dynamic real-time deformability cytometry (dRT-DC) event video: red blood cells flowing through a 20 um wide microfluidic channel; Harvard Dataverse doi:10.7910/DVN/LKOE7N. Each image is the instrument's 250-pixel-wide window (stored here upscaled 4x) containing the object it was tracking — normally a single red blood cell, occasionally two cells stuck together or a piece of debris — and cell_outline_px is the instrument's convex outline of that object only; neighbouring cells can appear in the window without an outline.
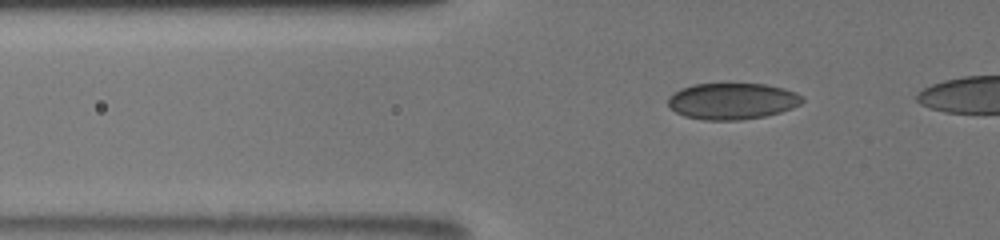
{"species": "human", "species_latin": "Homo sapiens", "temperature_condition": "room temperature", "stored_images_in_passage": 46, "camera_frame_rate_fps": 3000, "um_per_image_px": 0.085, "donor": {"sex": "male"}, "frame": {"image": 1, "passage_image": 17, "time_ms": 5.333, "image_size_px": [1000, 240], "cell_outline_px": [[804, 100], [800, 104], [792, 108], [780, 112], [764, 116], [740, 120], [704, 120], [684, 116], [676, 112], [668, 104], [668, 96], [680, 88], [696, 84], [764, 84], [784, 88], [796, 92], [804, 96]], "centroid_in_image_um": [62.25, 8.59], "position_along_channel_um": 63.6, "area_um2": 28.5}}
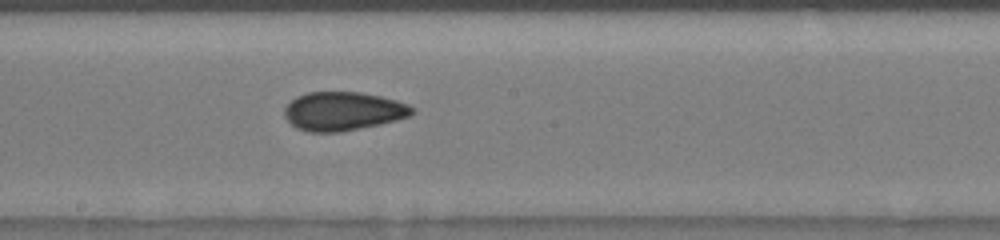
{"frame": {"image": 2, "passage_image": 29, "time_ms": 9.667, "image_size_px": [1000, 240], "cell_outline_px": [[416, 112], [412, 116], [380, 124], [340, 132], [308, 132], [296, 128], [284, 116], [284, 108], [296, 96], [308, 92], [360, 92], [380, 96], [396, 100], [408, 104], [416, 108]], "centroid_in_image_um": [29.19, 9.45], "position_along_channel_um": 219.0, "area_um2": 28.96}}
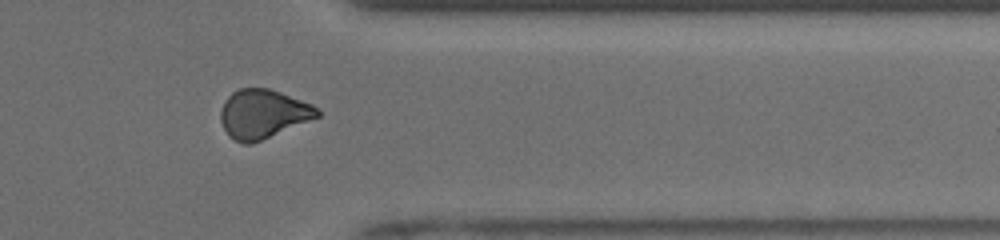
{"frame": {"image": 3, "passage_image": 42, "time_ms": 14.0, "image_size_px": [1000, 240], "cell_outline_px": [[320, 116], [252, 144], [244, 144], [228, 136], [220, 120], [220, 112], [224, 100], [232, 92], [240, 88], [268, 88], [280, 92], [312, 104], [320, 108]], "centroid_in_image_um": [22.35, 9.68], "position_along_channel_um": 389.1, "area_um2": 27.57}}